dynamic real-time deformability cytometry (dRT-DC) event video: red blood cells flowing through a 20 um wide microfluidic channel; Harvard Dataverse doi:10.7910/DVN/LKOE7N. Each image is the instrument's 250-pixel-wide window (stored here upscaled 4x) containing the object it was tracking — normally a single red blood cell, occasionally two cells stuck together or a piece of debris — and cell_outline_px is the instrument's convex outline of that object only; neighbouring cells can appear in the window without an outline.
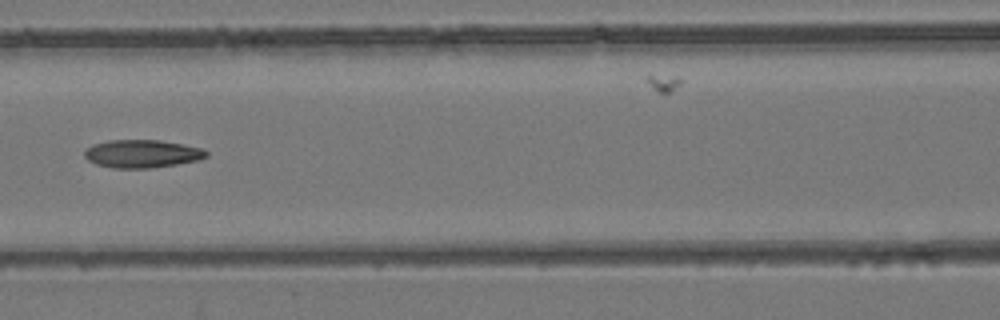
{"species": "common noctule bat (a hibernating species)", "species_latin": "Nyctalus noctula", "temperature_condition": "room temperature", "stored_images_in_passage": 7, "camera_frame_rate_fps": 3000, "um_per_image_px": 0.085, "animal": {"sex": "female", "body_mass_g": 24.6, "forearm_length_mm": 56.2}, "frame": {"image": 1, "passage_image": 7, "time_ms": 2.0, "image_size_px": [1000, 320], "cell_outline_px": [[208, 156], [200, 160], [152, 168], [112, 168], [96, 164], [88, 160], [84, 156], [84, 152], [92, 144], [108, 140], [160, 140], [204, 148], [208, 152]], "centroid_in_image_um": [12.1, 13.07], "position_along_channel_um": 154.5, "area_um2": 20.0}}